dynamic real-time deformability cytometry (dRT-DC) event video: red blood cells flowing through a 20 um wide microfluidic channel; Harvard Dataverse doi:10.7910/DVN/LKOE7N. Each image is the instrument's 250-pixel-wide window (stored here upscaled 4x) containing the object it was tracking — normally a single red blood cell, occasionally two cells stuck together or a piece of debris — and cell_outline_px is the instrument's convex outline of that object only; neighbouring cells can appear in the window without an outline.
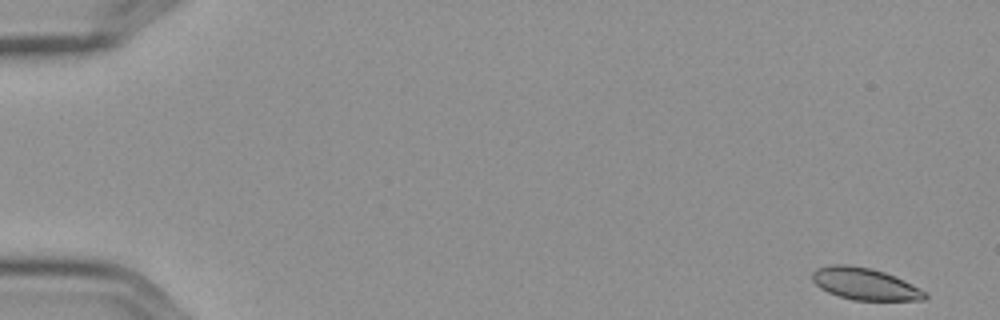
{"species": "Egyptian fruit bat (a non-hibernating species)", "species_latin": "Rousettus aegyptiacus", "temperature_condition": "cold", "stored_images_in_passage": 16, "segment_of_instrument_passage": [1, 2], "camera_frame_rate_fps": 3000, "um_per_image_px": 0.085, "frame": {"image": 1, "passage_image": 1, "time_ms": 0.0, "image_size_px": [1000, 320], "cell_outline_px": [[928, 296], [924, 300], [852, 300], [828, 292], [820, 288], [812, 280], [812, 272], [816, 268], [832, 264], [848, 264], [872, 268], [896, 276], [928, 292]], "centroid_in_image_um": [73.52, 24.12], "position_along_channel_um": 11.5, "area_um2": 21.15}}
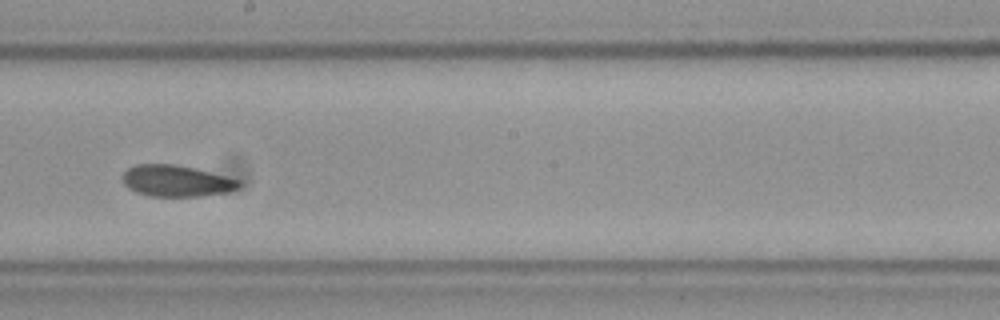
{"frame": {"image": 2, "passage_image": 9, "time_ms": 2.667, "image_size_px": [1000, 320], "cell_outline_px": [[240, 188], [228, 192], [204, 196], [148, 196], [136, 192], [128, 188], [124, 184], [120, 176], [128, 168], [136, 164], [172, 164], [192, 168], [240, 180]], "centroid_in_image_um": [14.95, 15.39], "position_along_channel_um": 233.2, "area_um2": 21.27}}
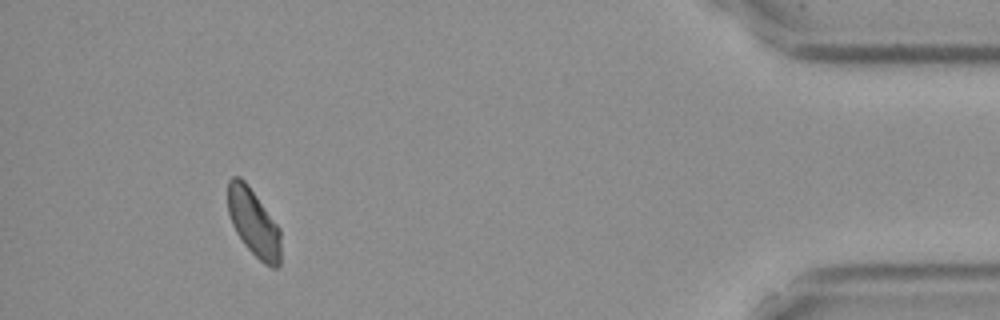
{"frame": {"image": 3, "passage_image": 14, "time_ms": 4.333, "image_size_px": [1000, 320], "cell_outline_px": [[280, 264], [276, 268], [272, 268], [264, 264], [244, 244], [236, 232], [232, 224], [228, 212], [228, 180], [232, 176], [240, 176], [248, 184], [280, 228]], "centroid_in_image_um": [21.56, 18.92], "position_along_channel_um": 413.6, "area_um2": 20.81}}